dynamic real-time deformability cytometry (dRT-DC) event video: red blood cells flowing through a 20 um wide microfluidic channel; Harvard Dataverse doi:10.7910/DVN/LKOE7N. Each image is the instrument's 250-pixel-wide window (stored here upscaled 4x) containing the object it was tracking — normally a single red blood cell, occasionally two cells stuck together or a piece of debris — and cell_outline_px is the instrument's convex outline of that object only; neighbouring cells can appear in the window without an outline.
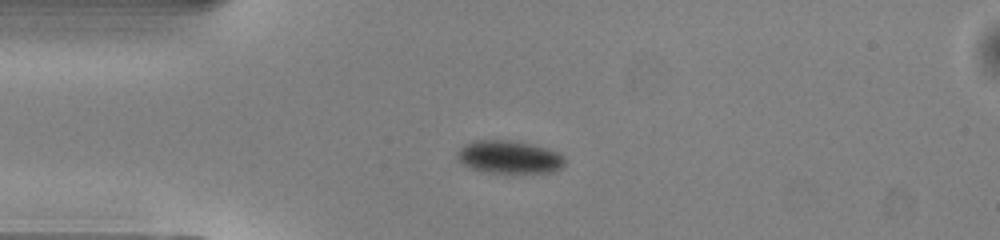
{"species": "common noctule bat (a hibernating species)", "species_latin": "Nyctalus noctula", "temperature_condition": "warm", "stored_images_in_passage": 39, "camera_frame_rate_fps": 3000, "um_per_image_px": 0.085, "animal": {"sex": "male", "body_mass_g": 13.0, "forearm_length_mm": 53.1}, "frame": {"image": 1, "passage_image": 1, "time_ms": 0.0, "image_size_px": [1000, 240], "cell_outline_px": [[564, 164], [556, 172], [484, 172], [468, 168], [456, 156], [456, 152], [464, 144], [472, 140], [512, 140], [532, 144], [548, 148], [564, 156]], "centroid_in_image_um": [43.25, 13.34], "position_along_channel_um": 41.7, "area_um2": 20.69}}
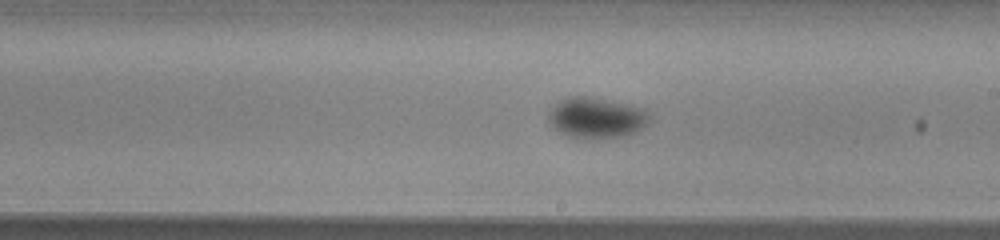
{"frame": {"image": 2, "passage_image": 17, "time_ms": 5.333, "image_size_px": [1000, 240], "cell_outline_px": [[652, 120], [640, 128], [632, 132], [620, 136], [568, 136], [560, 132], [548, 120], [548, 116], [556, 104], [560, 100], [568, 96], [588, 96], [644, 108]], "centroid_in_image_um": [50.7, 9.96], "position_along_channel_um": 238.3, "area_um2": 22.95}}
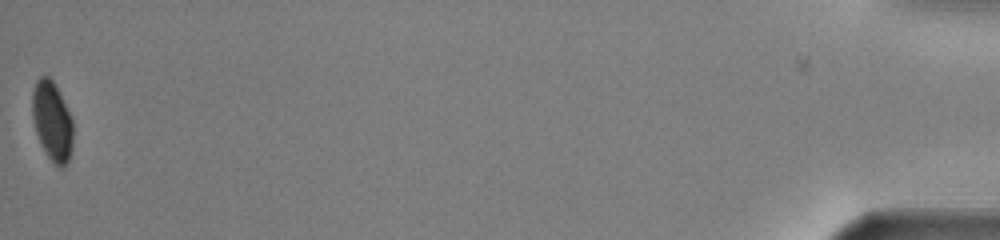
{"frame": {"image": 3, "passage_image": 39, "time_ms": 12.667, "image_size_px": [1000, 240], "cell_outline_px": [[72, 148], [68, 160], [64, 168], [60, 168], [48, 156], [36, 132], [32, 116], [32, 92], [36, 80], [40, 76], [48, 76], [52, 80], [72, 120]], "centroid_in_image_um": [4.41, 10.29], "position_along_channel_um": 430.8, "area_um2": 18.32}, "authors_computed_cell_mechanics": {"area_um2": 21.675, "velocity_mm_per_s": 4.0793, "shape_relaxation_time_tau1_ms": 4.4053, "shape_relaxation_time_tau2_ms": null, "deformation_change_tau1": 0.0823, "deformation_change_tau2": null}}